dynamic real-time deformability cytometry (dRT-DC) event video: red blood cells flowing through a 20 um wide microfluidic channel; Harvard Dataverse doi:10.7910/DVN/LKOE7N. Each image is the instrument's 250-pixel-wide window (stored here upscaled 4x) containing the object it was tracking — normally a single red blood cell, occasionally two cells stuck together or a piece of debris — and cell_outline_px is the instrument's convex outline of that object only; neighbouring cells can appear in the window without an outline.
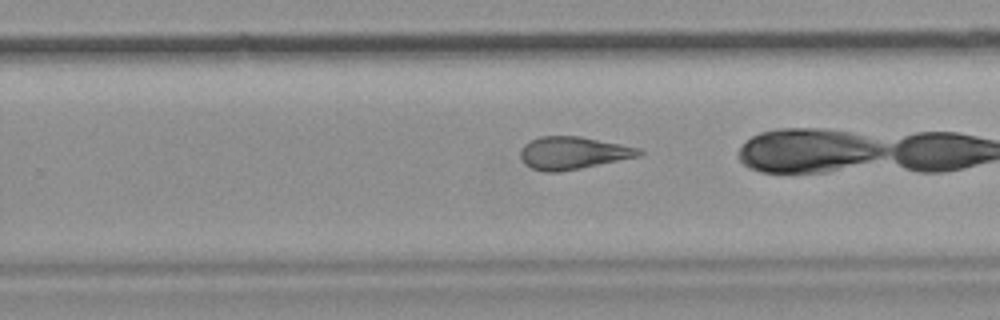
{"species": "common noctule bat (a hibernating species)", "species_latin": "Nyctalus noctula", "temperature_condition": "room temperature", "stored_images_in_passage": 30, "camera_frame_rate_fps": 3000, "um_per_image_px": 0.085, "animal": {"sex": "female", "body_mass_g": 19.9}, "frame": {"image": 1, "passage_image": 28, "time_ms": 9.0, "image_size_px": [1000, 320], "cell_outline_px": [[644, 152], [640, 156], [560, 172], [544, 172], [532, 168], [524, 164], [520, 156], [520, 148], [524, 144], [540, 136], [580, 136], [640, 148]], "centroid_in_image_um": [48.68, 13.0], "position_along_channel_um": 281.1, "area_um2": 22.48}}